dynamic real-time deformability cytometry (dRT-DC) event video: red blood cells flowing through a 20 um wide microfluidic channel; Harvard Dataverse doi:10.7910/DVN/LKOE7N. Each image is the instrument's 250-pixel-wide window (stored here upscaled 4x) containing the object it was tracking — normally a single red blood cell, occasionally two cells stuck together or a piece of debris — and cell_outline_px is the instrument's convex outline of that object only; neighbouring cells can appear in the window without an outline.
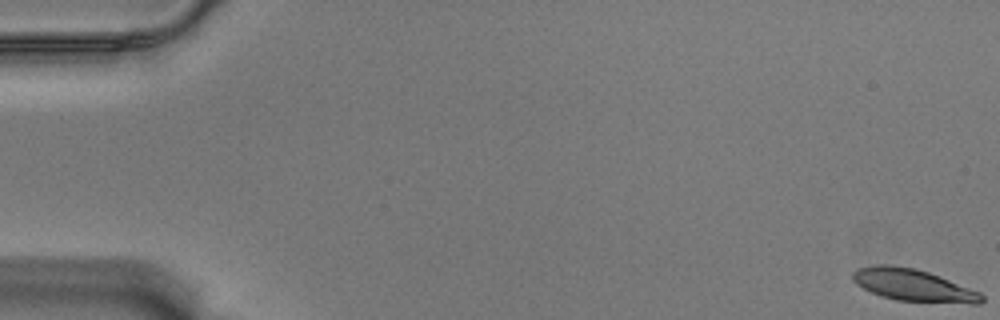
{"species": "Egyptian fruit bat (a non-hibernating species)", "species_latin": "Rousettus aegyptiacus", "temperature_condition": "warm", "stored_images_in_passage": 10, "camera_frame_rate_fps": 3000, "um_per_image_px": 0.085, "animal": {"sex": "male"}, "frame": {"image": 1, "passage_image": 1, "time_ms": 0.0, "image_size_px": [1000, 320], "cell_outline_px": [[984, 300], [980, 304], [972, 304], [896, 300], [880, 296], [856, 284], [852, 280], [852, 272], [856, 268], [876, 264], [888, 264], [916, 268], [940, 276], [980, 292], [984, 296]], "centroid_in_image_um": [77.62, 24.23], "position_along_channel_um": 7.4, "area_um2": 24.33}}